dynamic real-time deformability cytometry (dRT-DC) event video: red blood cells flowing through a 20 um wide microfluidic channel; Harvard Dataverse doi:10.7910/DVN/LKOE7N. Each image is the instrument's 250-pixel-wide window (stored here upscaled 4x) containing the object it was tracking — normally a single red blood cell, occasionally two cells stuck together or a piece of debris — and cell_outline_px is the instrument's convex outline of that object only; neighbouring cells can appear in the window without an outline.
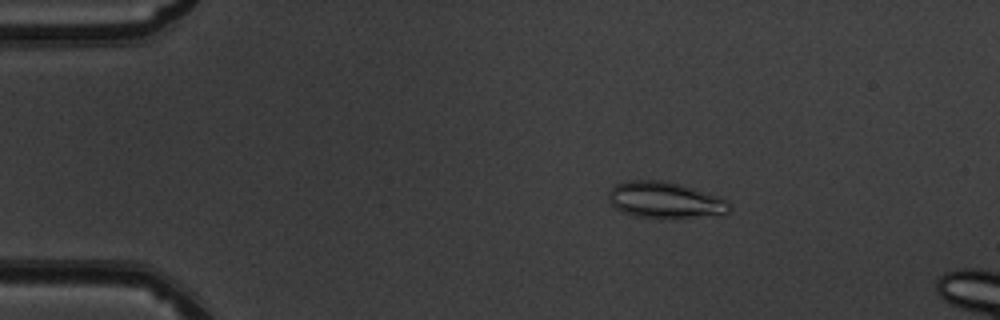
{"species": "common noctule bat (a hibernating species)", "species_latin": "Nyctalus noctula", "temperature_condition": "warm", "stored_images_in_passage": 45, "camera_frame_rate_fps": 3000, "um_per_image_px": 0.085, "animal": {"sex": "male", "body_mass_g": 19.5, "forearm_length_mm": 54.6}, "frame": {"image": 1, "passage_image": 4, "time_ms": 1.0, "image_size_px": [1000, 320], "cell_outline_px": [[732, 208], [724, 216], [660, 220], [656, 220], [636, 216], [624, 212], [616, 208], [608, 200], [608, 192], [616, 184], [628, 180], [668, 180], [728, 200]], "centroid_in_image_um": [56.58, 17.05], "position_along_channel_um": 28.4, "area_um2": 26.47}}
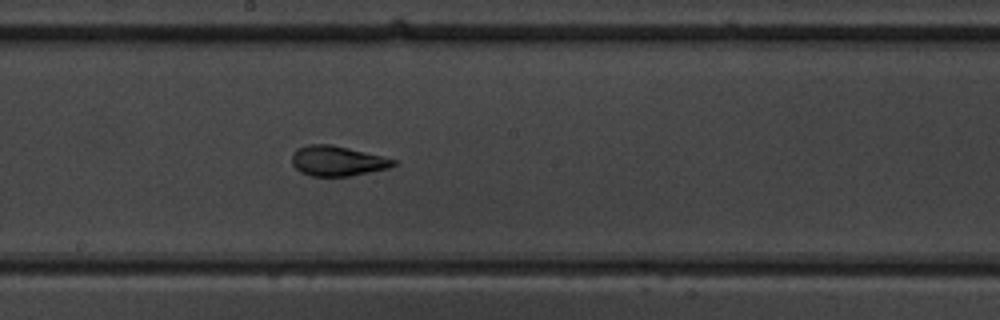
{"frame": {"image": 2, "passage_image": 23, "time_ms": 7.333, "image_size_px": [1000, 320], "cell_outline_px": [[396, 164], [388, 168], [348, 176], [312, 176], [300, 172], [292, 164], [292, 152], [296, 148], [308, 144], [332, 144], [396, 160]], "centroid_in_image_um": [28.61, 13.67], "position_along_channel_um": 219.6, "area_um2": 17.63}}
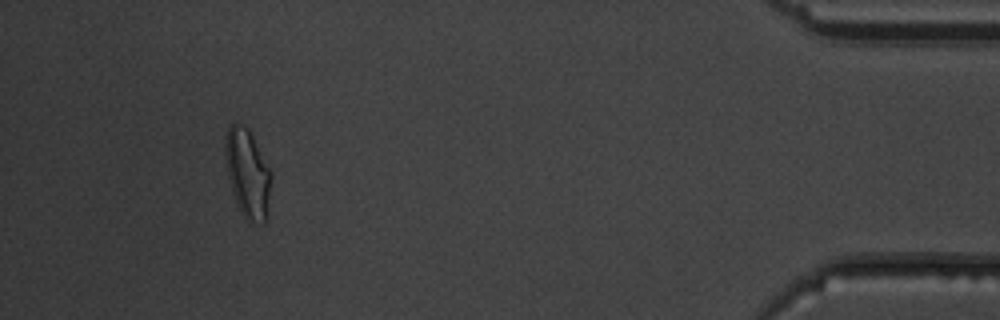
{"frame": {"image": 3, "passage_image": 42, "time_ms": 13.667, "image_size_px": [1000, 320], "cell_outline_px": [[272, 176], [264, 224], [260, 224], [248, 220], [244, 216], [236, 200], [228, 176], [224, 156], [224, 140], [228, 128], [236, 120], [244, 124], [248, 128], [272, 172]], "centroid_in_image_um": [21.03, 14.65], "position_along_channel_um": 414.2, "area_um2": 23.52}, "authors_computed_cell_mechanics": {"area_um2": 18.6694, "velocity_mm_per_s": 4.0247, "shape_relaxation_time_tau1_ms": 5.3013, "shape_relaxation_time_tau2_ms": 1.1899, "deformation_change_tau1": 0.1841, "deformation_change_tau2": 0.0574}}